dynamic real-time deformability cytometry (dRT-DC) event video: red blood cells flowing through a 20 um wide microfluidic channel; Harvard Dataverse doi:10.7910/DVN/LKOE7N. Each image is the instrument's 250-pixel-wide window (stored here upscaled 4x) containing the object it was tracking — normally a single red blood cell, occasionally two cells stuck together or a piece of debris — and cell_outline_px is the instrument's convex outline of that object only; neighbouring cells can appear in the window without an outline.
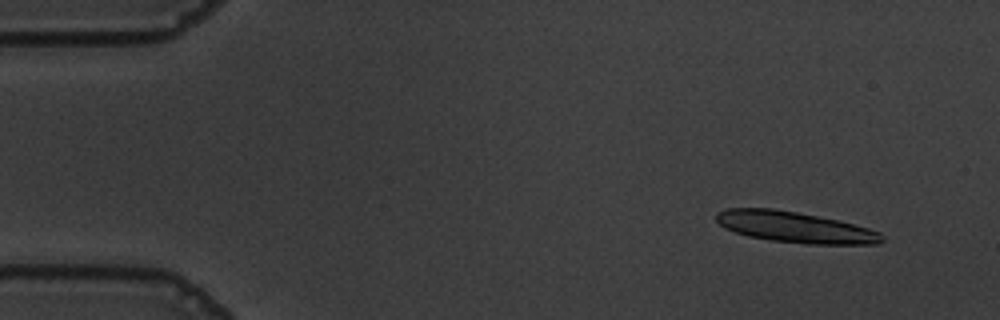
{"species": "common noctule bat (a hibernating species)", "species_latin": "Nyctalus noctula", "temperature_condition": "warm", "stored_images_in_passage": 12, "camera_frame_rate_fps": 3000, "um_per_image_px": 0.085, "animal": {"sex": "male", "body_mass_g": 19.5, "forearm_length_mm": 54.6}, "frame": {"image": 1, "passage_image": 2, "time_ms": 0.333, "image_size_px": [1000, 320], "cell_outline_px": [[884, 240], [880, 244], [804, 244], [772, 240], [748, 236], [724, 228], [716, 220], [716, 212], [728, 208], [772, 208], [796, 212], [836, 220], [868, 228], [880, 232], [884, 236]], "centroid_in_image_um": [67.56, 19.31], "position_along_channel_um": 17.4, "area_um2": 29.71}}